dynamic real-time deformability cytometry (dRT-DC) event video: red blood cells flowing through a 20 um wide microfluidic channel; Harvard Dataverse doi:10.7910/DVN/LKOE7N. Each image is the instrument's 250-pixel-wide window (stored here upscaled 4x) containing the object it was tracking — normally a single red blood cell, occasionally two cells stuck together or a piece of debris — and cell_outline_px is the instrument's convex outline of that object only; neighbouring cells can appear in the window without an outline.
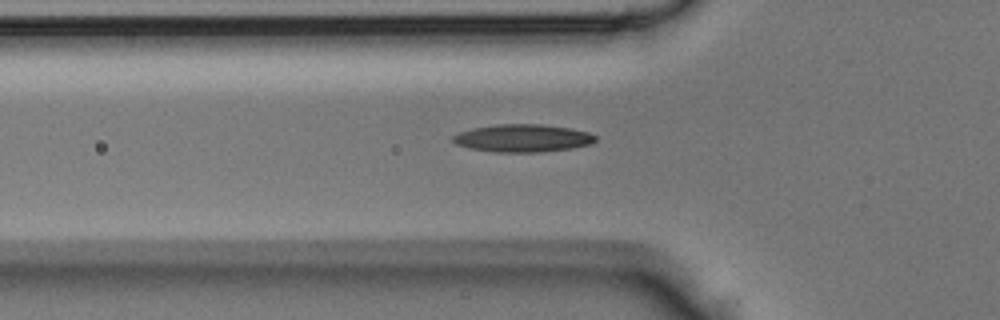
{"species": "Egyptian fruit bat (a non-hibernating species)", "species_latin": "Rousettus aegyptiacus", "temperature_condition": "room temperature", "stored_images_in_passage": 28, "camera_frame_rate_fps": 3000, "um_per_image_px": 0.085, "animal": {"sex": "male"}, "frame": {"image": 1, "passage_image": 2, "time_ms": 0.333, "image_size_px": [1000, 320], "cell_outline_px": [[596, 140], [592, 144], [572, 148], [540, 152], [492, 152], [468, 148], [456, 144], [452, 140], [452, 136], [460, 132], [472, 128], [496, 124], [540, 124], [572, 128], [588, 132], [596, 136]], "centroid_in_image_um": [44.43, 11.74], "position_along_channel_um": 81.4, "area_um2": 23.18}}
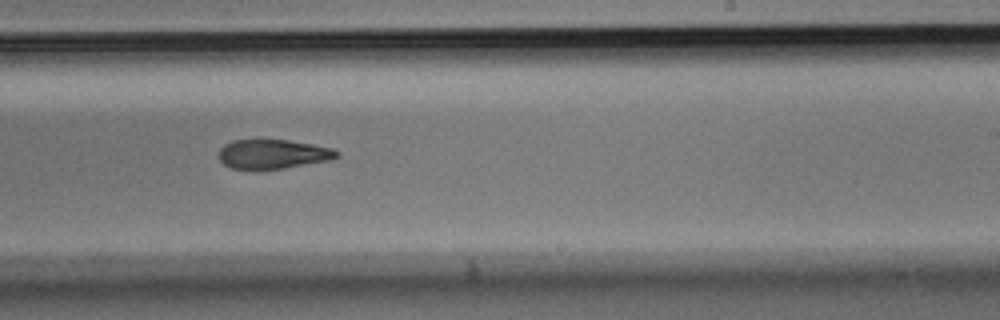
{"frame": {"image": 2, "passage_image": 14, "time_ms": 4.333, "image_size_px": [1000, 320], "cell_outline_px": [[340, 156], [332, 160], [284, 168], [232, 168], [224, 164], [220, 160], [220, 148], [224, 144], [232, 140], [288, 140], [312, 144], [332, 148], [340, 152]], "centroid_in_image_um": [23.25, 13.08], "position_along_channel_um": 265.7, "area_um2": 19.94}}
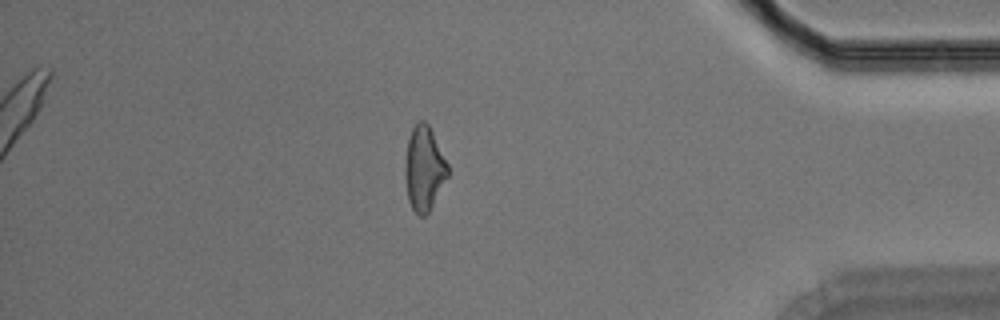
{"frame": {"image": 3, "passage_image": 25, "time_ms": 8.0, "image_size_px": [1000, 320], "cell_outline_px": [[448, 176], [428, 212], [424, 216], [420, 216], [412, 208], [408, 200], [404, 176], [404, 164], [408, 140], [412, 128], [420, 120], [424, 120], [428, 124], [448, 164]], "centroid_in_image_um": [36.02, 14.32], "position_along_channel_um": 399.2, "area_um2": 20.81}}